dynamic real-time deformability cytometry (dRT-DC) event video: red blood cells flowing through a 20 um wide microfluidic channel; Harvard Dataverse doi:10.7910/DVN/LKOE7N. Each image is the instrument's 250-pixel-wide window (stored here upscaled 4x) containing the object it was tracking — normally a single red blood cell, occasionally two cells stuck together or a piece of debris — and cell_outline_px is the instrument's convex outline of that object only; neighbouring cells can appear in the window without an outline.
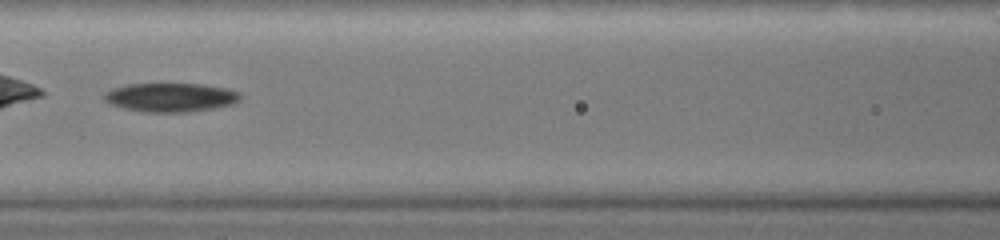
{"species": "common noctule bat (a hibernating species)", "species_latin": "Nyctalus noctula", "temperature_condition": "warm", "stored_images_in_passage": 24, "camera_frame_rate_fps": 3000, "um_per_image_px": 0.085, "animal": {"sex": "female", "body_mass_g": 19.0, "forearm_length_mm": 51.5}, "frame": {"image": 1, "passage_image": 17, "time_ms": 4.667, "image_size_px": [1000, 240], "cell_outline_px": [[244, 96], [240, 100], [232, 104], [212, 108], [188, 112], [144, 112], [124, 108], [112, 104], [104, 100], [100, 96], [104, 92], [112, 88], [128, 84], [200, 84], [228, 88], [240, 92]], "centroid_in_image_um": [14.5, 8.27], "position_along_channel_um": 152.1, "area_um2": 23.06}}
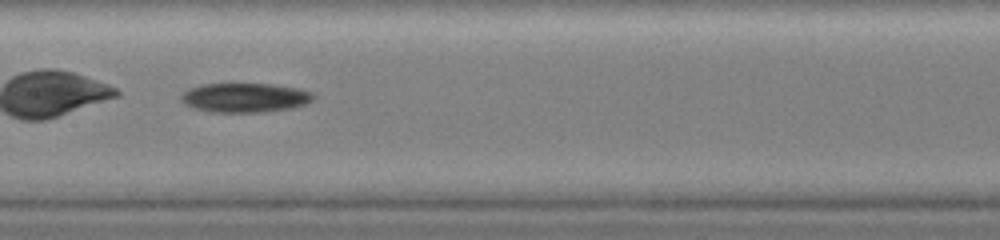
{"frame": {"image": 2, "passage_image": 19, "time_ms": 5.333, "image_size_px": [1000, 240], "cell_outline_px": [[316, 96], [312, 100], [304, 104], [292, 108], [264, 112], [208, 112], [192, 108], [184, 104], [180, 100], [180, 96], [188, 88], [200, 84], [272, 84], [296, 88], [312, 92]], "centroid_in_image_um": [20.77, 8.3], "position_along_channel_um": 186.6, "area_um2": 22.77}}
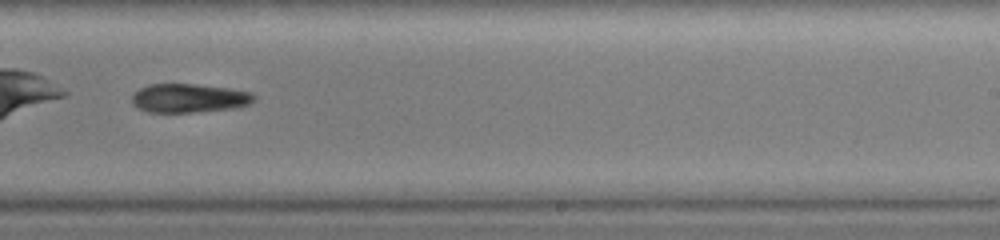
{"frame": {"image": 3, "passage_image": 22, "time_ms": 7.0, "image_size_px": [1000, 240], "cell_outline_px": [[256, 100], [248, 104], [236, 108], [196, 112], [148, 112], [136, 108], [132, 104], [132, 92], [148, 84], [192, 84], [228, 88], [252, 92], [256, 96]], "centroid_in_image_um": [16.05, 8.34], "position_along_channel_um": 273.0, "area_um2": 20.75}}